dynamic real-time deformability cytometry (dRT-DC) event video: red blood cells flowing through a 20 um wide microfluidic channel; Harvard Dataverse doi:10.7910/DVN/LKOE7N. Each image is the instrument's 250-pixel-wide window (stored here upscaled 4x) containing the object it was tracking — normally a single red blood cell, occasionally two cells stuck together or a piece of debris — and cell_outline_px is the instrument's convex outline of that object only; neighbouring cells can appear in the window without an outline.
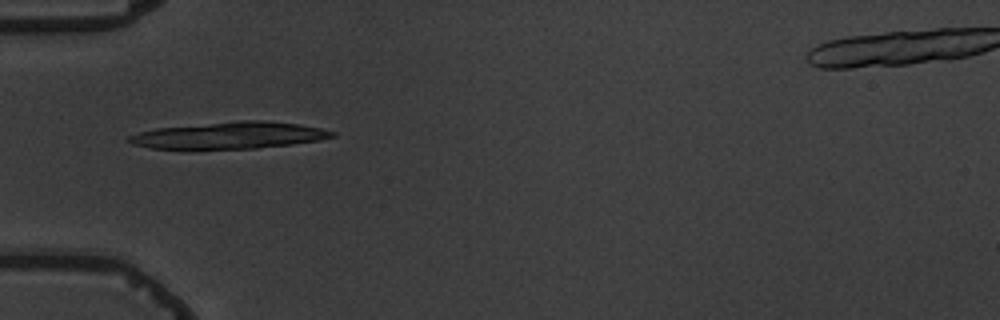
{"species": "common noctule bat (a hibernating species)", "species_latin": "Nyctalus noctula", "temperature_condition": "warm", "stored_images_in_passage": 3, "camera_frame_rate_fps": 3000, "um_per_image_px": 0.085, "animal": {"sex": "male", "body_mass_g": 19.5, "forearm_length_mm": 54.6}, "frame": {"image": 1, "passage_image": 1, "time_ms": 0.0, "image_size_px": [1000, 320], "cell_outline_px": [[336, 136], [320, 140], [292, 144], [256, 148], [184, 152], [152, 148], [132, 144], [128, 140], [128, 136], [140, 132], [156, 128], [236, 120], [260, 120], [296, 124], [320, 128], [336, 132]], "centroid_in_image_um": [19.4, 11.55], "position_along_channel_um": 65.6, "area_um2": 32.83}}